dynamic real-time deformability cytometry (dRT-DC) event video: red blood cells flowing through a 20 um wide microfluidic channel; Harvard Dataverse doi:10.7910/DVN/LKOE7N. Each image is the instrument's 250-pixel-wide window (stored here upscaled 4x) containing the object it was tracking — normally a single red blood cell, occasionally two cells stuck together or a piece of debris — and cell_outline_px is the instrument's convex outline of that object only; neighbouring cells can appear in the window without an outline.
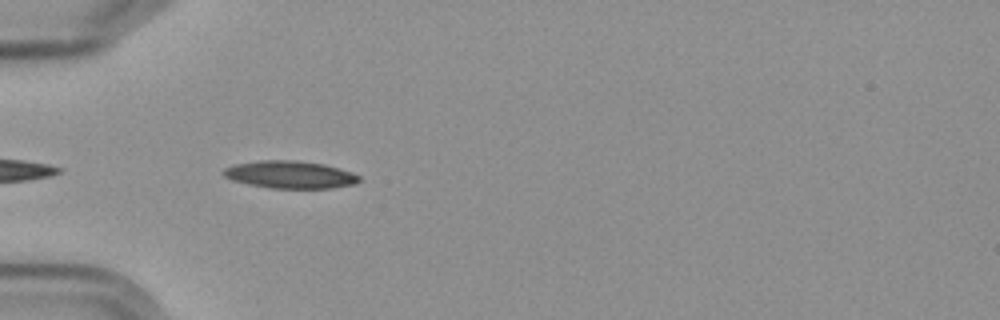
{"species": "Egyptian fruit bat (a non-hibernating species)", "species_latin": "Rousettus aegyptiacus", "temperature_condition": "cold", "stored_images_in_passage": 5, "camera_frame_rate_fps": 3000, "um_per_image_px": 0.085, "frame": {"image": 1, "passage_image": 3, "time_ms": 3.333, "image_size_px": [1000, 320], "cell_outline_px": [[360, 180], [356, 184], [332, 188], [268, 188], [248, 184], [232, 180], [224, 176], [220, 172], [224, 168], [236, 164], [260, 160], [296, 160], [324, 164], [340, 168], [352, 172], [360, 176]], "centroid_in_image_um": [24.66, 14.84], "position_along_channel_um": 60.3, "area_um2": 21.91}}
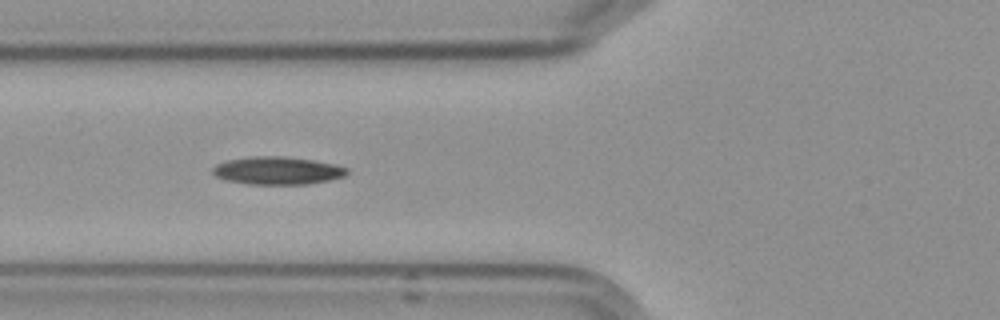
{"frame": {"image": 2, "passage_image": 4, "time_ms": 4.667, "image_size_px": [1000, 320], "cell_outline_px": [[348, 172], [344, 176], [328, 180], [308, 184], [248, 184], [228, 180], [216, 176], [212, 172], [212, 168], [216, 164], [228, 160], [252, 156], [280, 156], [312, 160], [336, 164], [348, 168]], "centroid_in_image_um": [23.59, 14.5], "position_along_channel_um": 102.2, "area_um2": 21.62}}
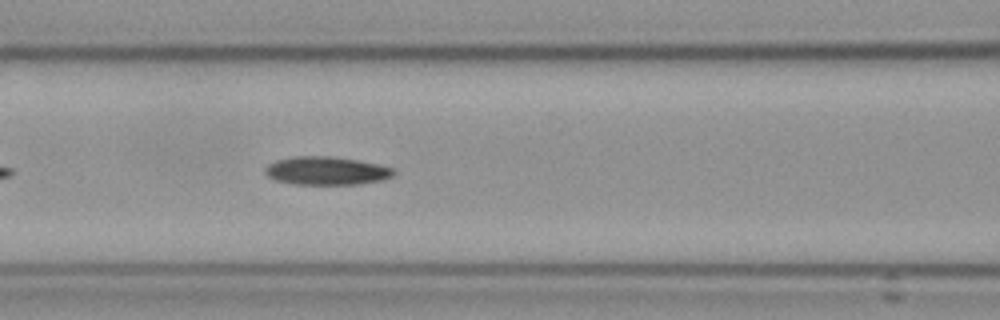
{"frame": {"image": 3, "passage_image": 5, "time_ms": 5.667, "image_size_px": [1000, 320], "cell_outline_px": [[396, 172], [392, 176], [380, 180], [356, 184], [296, 184], [276, 180], [268, 176], [264, 172], [264, 168], [268, 164], [276, 160], [296, 156], [328, 156], [356, 160], [376, 164], [392, 168]], "centroid_in_image_um": [27.7, 14.51], "position_along_channel_um": 138.9, "area_um2": 20.87}}